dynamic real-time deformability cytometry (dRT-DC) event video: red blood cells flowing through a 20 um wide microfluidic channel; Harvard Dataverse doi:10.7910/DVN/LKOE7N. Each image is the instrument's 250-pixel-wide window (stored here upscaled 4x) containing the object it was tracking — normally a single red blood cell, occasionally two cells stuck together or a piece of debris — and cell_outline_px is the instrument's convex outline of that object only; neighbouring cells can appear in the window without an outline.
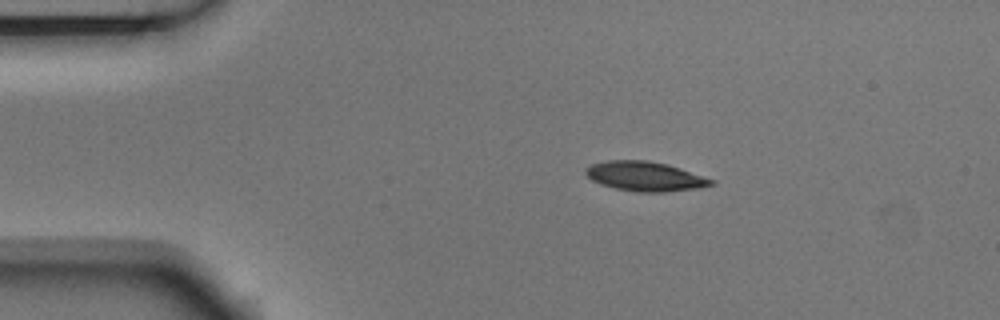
{"species": "Egyptian fruit bat (a non-hibernating species)", "species_latin": "Rousettus aegyptiacus", "temperature_condition": "room temperature", "stored_images_in_passage": 4, "camera_frame_rate_fps": 3000, "um_per_image_px": 0.085, "animal": {"sex": "male"}, "frame": {"image": 1, "passage_image": 1, "time_ms": 0.0, "image_size_px": [1000, 320], "cell_outline_px": [[716, 184], [700, 188], [664, 192], [636, 192], [616, 188], [600, 184], [592, 180], [584, 172], [584, 168], [592, 164], [608, 160], [648, 160], [668, 164], [716, 180]], "centroid_in_image_um": [54.86, 14.99], "position_along_channel_um": 30.1, "area_um2": 21.79}}
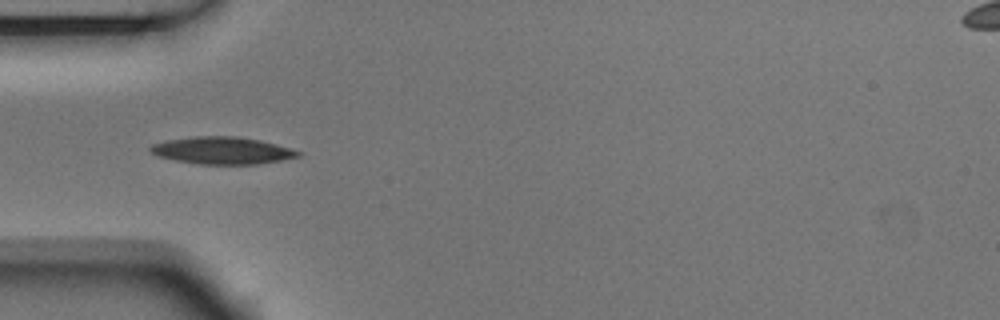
{"frame": {"image": 2, "passage_image": 3, "time_ms": 0.667, "image_size_px": [1000, 320], "cell_outline_px": [[304, 152], [300, 156], [280, 160], [256, 164], [200, 164], [176, 160], [156, 156], [148, 148], [152, 144], [168, 140], [196, 136], [236, 136], [260, 140], [276, 144]], "centroid_in_image_um": [18.9, 12.79], "position_along_channel_um": 66.1, "area_um2": 23.29}}
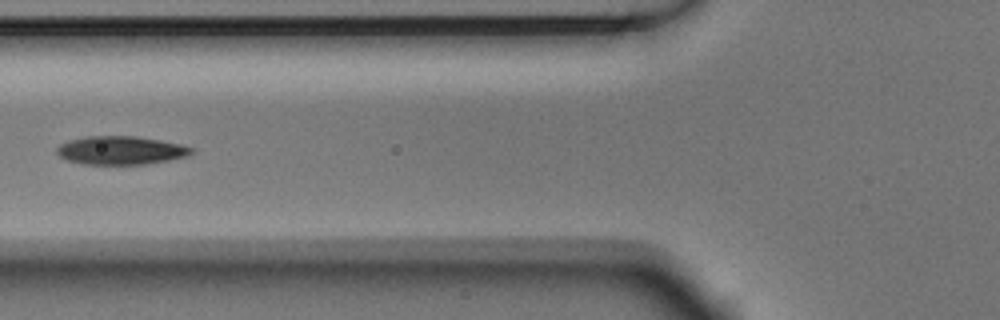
{"frame": {"image": 3, "passage_image": 4, "time_ms": 1.0, "image_size_px": [1000, 320], "cell_outline_px": [[196, 152], [188, 156], [168, 160], [144, 164], [84, 164], [68, 160], [60, 156], [56, 152], [56, 148], [60, 144], [72, 140], [88, 136], [136, 136], [160, 140], [180, 144], [196, 148]], "centroid_in_image_um": [10.33, 12.78], "position_along_channel_um": 115.5, "area_um2": 22.25}}